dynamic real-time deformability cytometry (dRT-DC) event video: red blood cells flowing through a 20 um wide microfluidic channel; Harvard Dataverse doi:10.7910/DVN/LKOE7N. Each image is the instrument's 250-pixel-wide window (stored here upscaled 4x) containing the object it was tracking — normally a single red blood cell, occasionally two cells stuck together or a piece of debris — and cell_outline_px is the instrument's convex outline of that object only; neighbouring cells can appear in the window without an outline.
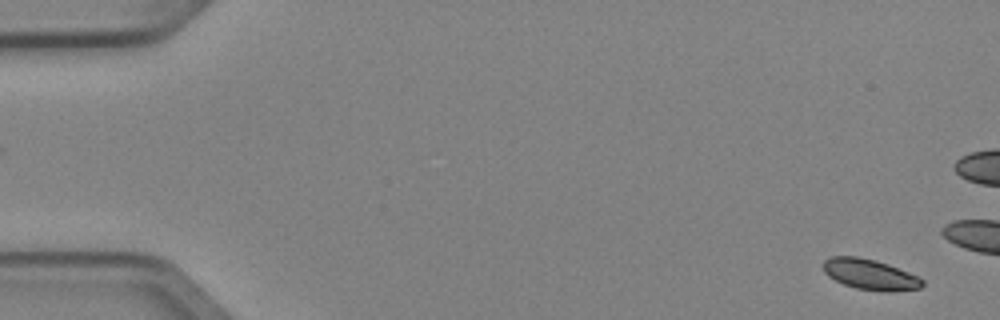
{"species": "Egyptian fruit bat (a non-hibernating species)", "species_latin": "Rousettus aegyptiacus", "temperature_condition": "cold", "stored_images_in_passage": 6, "camera_frame_rate_fps": 3000, "um_per_image_px": 0.085, "animal": {"sex": "female"}, "frame": {"image": 1, "passage_image": 1, "time_ms": 0.0, "image_size_px": [1000, 320], "cell_outline_px": [[924, 284], [920, 288], [884, 292], [856, 288], [844, 284], [828, 276], [824, 272], [824, 260], [828, 256], [856, 256], [876, 260], [888, 264], [920, 276], [924, 280]], "centroid_in_image_um": [73.97, 23.32], "position_along_channel_um": 11.0, "area_um2": 17.74}}